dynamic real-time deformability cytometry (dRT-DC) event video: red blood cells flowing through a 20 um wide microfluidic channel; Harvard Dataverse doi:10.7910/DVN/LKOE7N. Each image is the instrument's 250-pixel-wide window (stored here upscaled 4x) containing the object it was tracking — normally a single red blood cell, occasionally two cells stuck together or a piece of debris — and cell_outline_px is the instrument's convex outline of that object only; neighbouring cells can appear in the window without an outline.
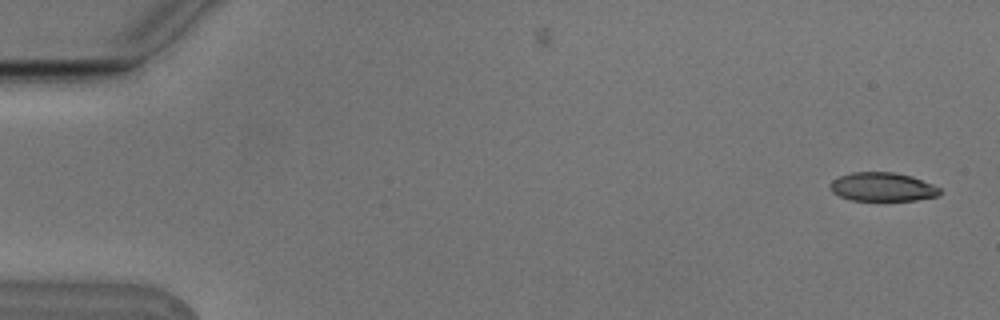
{"species": "Egyptian fruit bat (a non-hibernating species)", "species_latin": "Rousettus aegyptiacus", "temperature_condition": "cold", "stored_images_in_passage": 6, "camera_frame_rate_fps": 3000, "um_per_image_px": 0.085, "animal": {"sex": "male"}, "frame": {"image": 1, "passage_image": 1, "time_ms": 0.0, "image_size_px": [1000, 320], "cell_outline_px": [[944, 192], [936, 196], [916, 200], [848, 200], [832, 192], [828, 188], [828, 184], [832, 180], [840, 176], [852, 172], [892, 172], [912, 176], [932, 184], [940, 188]], "centroid_in_image_um": [74.99, 15.89], "position_along_channel_um": 10.0, "area_um2": 18.5}}